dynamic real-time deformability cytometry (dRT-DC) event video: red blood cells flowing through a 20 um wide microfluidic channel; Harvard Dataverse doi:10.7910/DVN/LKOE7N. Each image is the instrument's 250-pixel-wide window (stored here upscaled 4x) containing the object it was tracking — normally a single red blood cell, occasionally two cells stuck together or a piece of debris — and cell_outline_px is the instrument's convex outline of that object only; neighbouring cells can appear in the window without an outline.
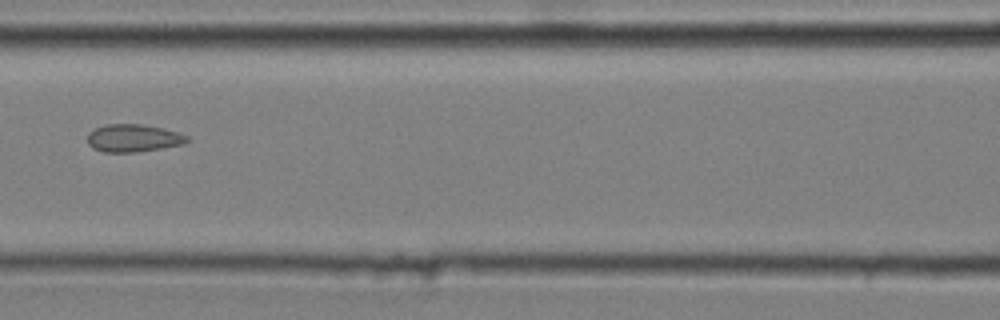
{"species": "common noctule bat (a hibernating species)", "species_latin": "Nyctalus noctula", "temperature_condition": "cold", "stored_images_in_passage": 7, "camera_frame_rate_fps": 3000, "um_per_image_px": 0.085, "animal": {"sex": "male", "body_mass_g": 20.4}, "frame": {"image": 1, "passage_image": 3, "time_ms": 0.667, "image_size_px": [1000, 320], "cell_outline_px": [[188, 140], [184, 144], [136, 152], [104, 152], [92, 148], [88, 144], [88, 132], [96, 128], [108, 124], [144, 124], [164, 128], [188, 136]], "centroid_in_image_um": [11.31, 11.73], "position_along_channel_um": 155.3, "area_um2": 16.01}}
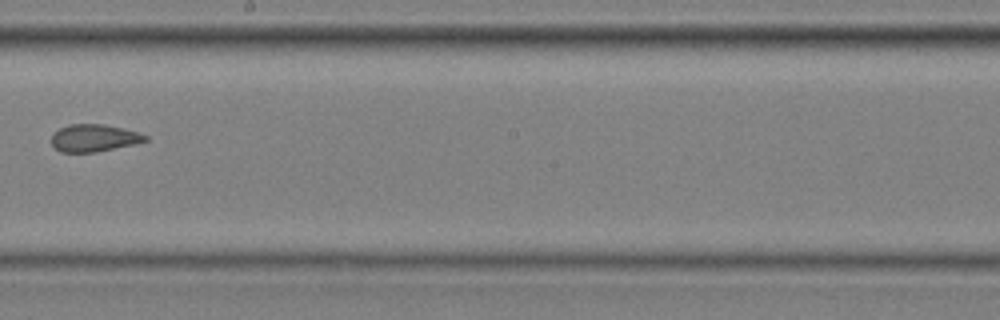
{"frame": {"image": 2, "passage_image": 5, "time_ms": 1.333, "image_size_px": [1000, 320], "cell_outline_px": [[148, 140], [132, 144], [96, 152], [60, 152], [52, 144], [52, 132], [68, 124], [104, 124], [124, 128], [148, 136]], "centroid_in_image_um": [7.96, 11.72], "position_along_channel_um": 240.2, "area_um2": 14.85}}
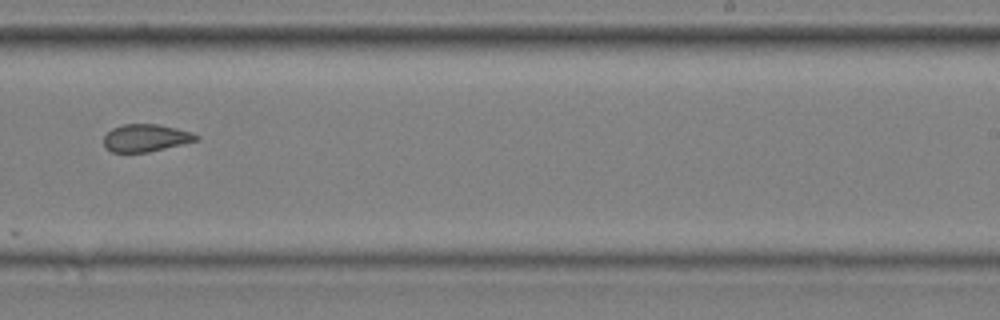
{"frame": {"image": 3, "passage_image": 6, "time_ms": 1.667, "image_size_px": [1000, 320], "cell_outline_px": [[200, 140], [148, 152], [112, 152], [104, 144], [104, 136], [112, 128], [120, 124], [160, 124], [192, 132], [200, 136]], "centroid_in_image_um": [12.43, 11.71], "position_along_channel_um": 276.6, "area_um2": 14.85}}